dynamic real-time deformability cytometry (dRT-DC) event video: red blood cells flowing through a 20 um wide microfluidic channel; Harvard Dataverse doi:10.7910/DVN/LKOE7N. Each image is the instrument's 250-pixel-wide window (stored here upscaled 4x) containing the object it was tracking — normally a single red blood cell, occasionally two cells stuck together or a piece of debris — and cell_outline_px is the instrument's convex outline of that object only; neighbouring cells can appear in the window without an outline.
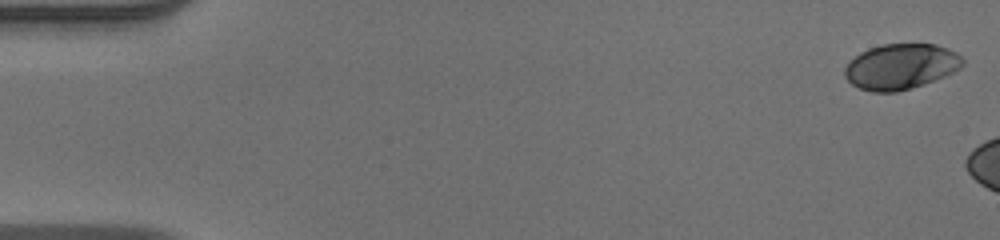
{"species": "human", "species_latin": "Homo sapiens", "temperature_condition": "warm", "stored_images_in_passage": 7, "camera_frame_rate_fps": 3000, "um_per_image_px": 0.085, "donor": {"sex": "male"}, "frame": {"image": 1, "passage_image": 1, "time_ms": 0.0, "image_size_px": [1000, 240], "cell_outline_px": [[964, 64], [960, 68], [944, 76], [924, 84], [912, 88], [896, 92], [872, 92], [860, 88], [852, 84], [844, 76], [844, 68], [848, 60], [860, 52], [868, 48], [880, 44], [936, 44], [948, 48], [956, 52], [964, 60]], "centroid_in_image_um": [76.54, 5.65], "position_along_channel_um": 8.5, "area_um2": 31.5}}